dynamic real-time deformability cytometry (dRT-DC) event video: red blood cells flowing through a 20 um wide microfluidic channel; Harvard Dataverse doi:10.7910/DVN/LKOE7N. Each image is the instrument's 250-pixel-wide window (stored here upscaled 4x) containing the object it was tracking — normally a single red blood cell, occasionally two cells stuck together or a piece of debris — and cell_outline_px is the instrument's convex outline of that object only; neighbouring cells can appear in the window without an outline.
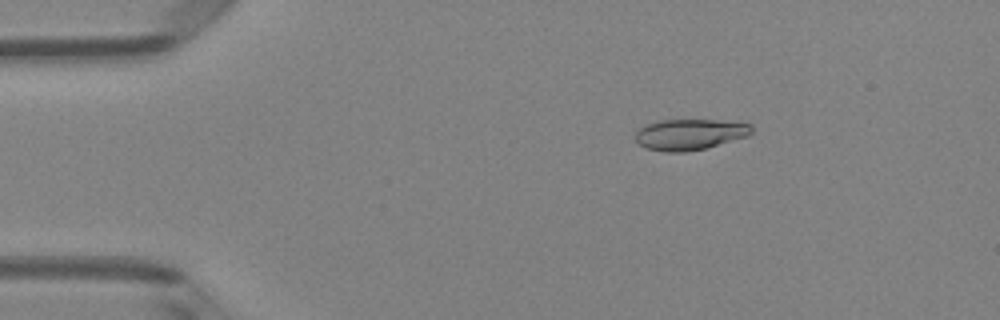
{"species": "Egyptian fruit bat (a non-hibernating species)", "species_latin": "Rousettus aegyptiacus", "temperature_condition": "room temperature", "stored_images_in_passage": 45, "camera_frame_rate_fps": 3000, "um_per_image_px": 0.085, "animal": {"sex": "female"}, "frame": {"image": 1, "passage_image": 4, "time_ms": 1.0, "image_size_px": [1000, 320], "cell_outline_px": [[752, 132], [748, 136], [704, 148], [684, 152], [664, 152], [644, 148], [636, 140], [636, 132], [640, 128], [656, 120], [716, 120], [752, 124]], "centroid_in_image_um": [58.61, 11.42], "position_along_channel_um": 26.4, "area_um2": 20.81}}
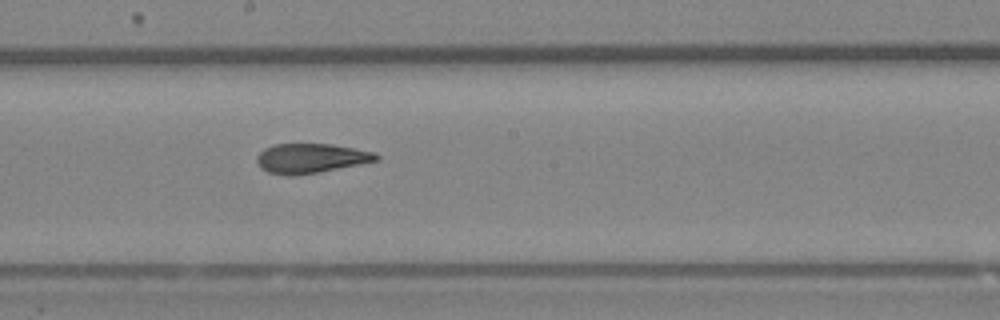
{"frame": {"image": 2, "passage_image": 23, "time_ms": 7.333, "image_size_px": [1000, 320], "cell_outline_px": [[380, 160], [320, 172], [268, 172], [260, 168], [256, 160], [256, 156], [264, 148], [272, 144], [332, 144], [376, 152], [380, 156]], "centroid_in_image_um": [26.48, 13.4], "position_along_channel_um": 221.7, "area_um2": 20.0}}
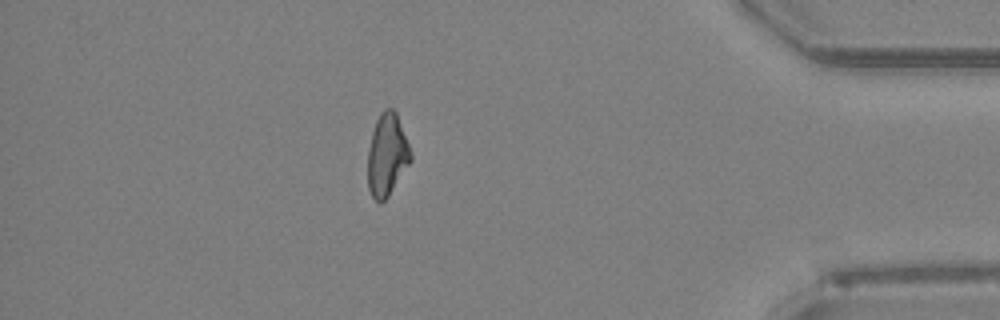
{"frame": {"image": 3, "passage_image": 39, "time_ms": 12.667, "image_size_px": [1000, 320], "cell_outline_px": [[412, 160], [388, 196], [380, 204], [372, 196], [368, 188], [368, 148], [372, 132], [376, 120], [380, 112], [384, 108], [392, 108], [396, 112], [412, 152]], "centroid_in_image_um": [32.9, 13.15], "position_along_channel_um": 402.3, "area_um2": 20.63}, "authors_computed_cell_mechanics": {"area_um2": 21.097, "velocity_mm_per_s": 4.1343, "shape_relaxation_time_tau1_ms": null, "shape_relaxation_time_tau2_ms": 2.5564, "deformation_change_tau1": null, "deformation_change_tau2": 0.0822}}